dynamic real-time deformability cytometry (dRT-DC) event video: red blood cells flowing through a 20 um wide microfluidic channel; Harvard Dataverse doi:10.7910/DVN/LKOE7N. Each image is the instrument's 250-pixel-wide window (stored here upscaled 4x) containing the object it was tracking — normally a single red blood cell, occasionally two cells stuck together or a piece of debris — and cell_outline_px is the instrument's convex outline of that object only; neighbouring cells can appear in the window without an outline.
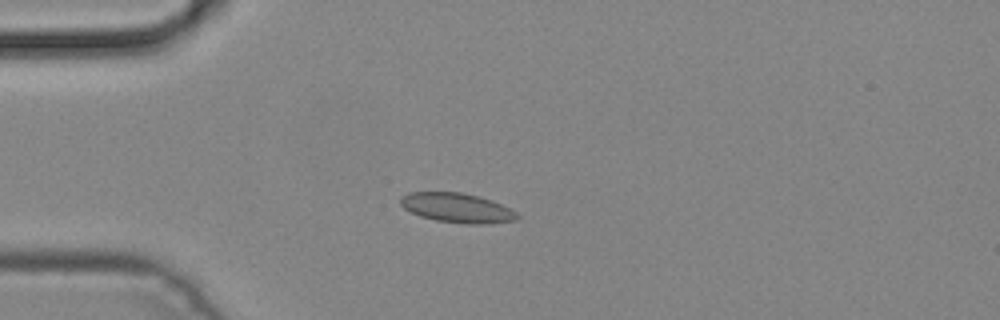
{"species": "common noctule bat (a hibernating species)", "species_latin": "Nyctalus noctula", "temperature_condition": "cold", "stored_images_in_passage": 4, "camera_frame_rate_fps": 3000, "um_per_image_px": 0.085, "animal": {"sex": "male", "body_mass_g": 19.2, "forearm_length_mm": 51.8}, "frame": {"image": 1, "passage_image": 4, "time_ms": 1.0, "image_size_px": [1000, 320], "cell_outline_px": [[520, 216], [516, 220], [488, 224], [468, 224], [436, 220], [420, 216], [404, 208], [400, 204], [400, 196], [408, 192], [460, 192], [480, 196], [492, 200], [516, 212]], "centroid_in_image_um": [38.84, 17.66], "position_along_channel_um": 46.2, "area_um2": 20.11}}